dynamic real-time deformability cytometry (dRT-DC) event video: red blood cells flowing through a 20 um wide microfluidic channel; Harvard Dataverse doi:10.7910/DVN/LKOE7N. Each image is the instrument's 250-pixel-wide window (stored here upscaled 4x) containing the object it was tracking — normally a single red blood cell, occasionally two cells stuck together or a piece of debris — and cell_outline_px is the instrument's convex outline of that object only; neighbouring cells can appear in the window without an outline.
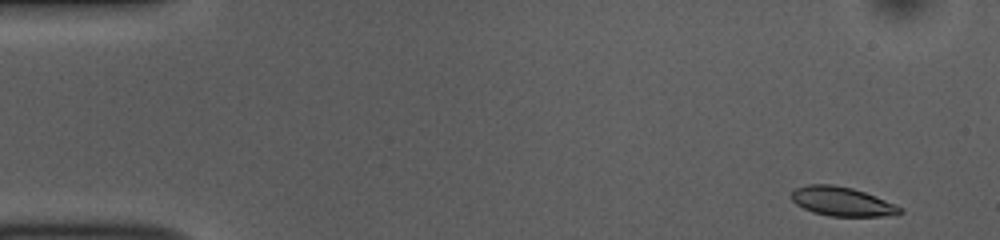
{"species": "common noctule bat (a hibernating species)", "species_latin": "Nyctalus noctula", "temperature_condition": "room temperature", "stored_images_in_passage": 51, "camera_frame_rate_fps": 3000, "um_per_image_px": 0.085, "animal": {"sex": "female", "body_mass_g": 10.0, "forearm_length_mm": 53.1}, "frame": {"image": 1, "passage_image": 1, "time_ms": 0.0, "image_size_px": [1000, 240], "cell_outline_px": [[904, 212], [896, 216], [828, 216], [812, 212], [796, 204], [788, 196], [796, 188], [808, 184], [832, 184], [852, 188], [876, 196], [904, 208]], "centroid_in_image_um": [71.59, 17.13], "position_along_channel_um": 13.4, "area_um2": 18.67}}
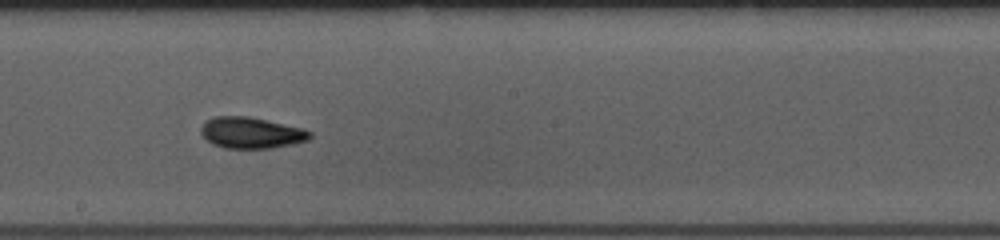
{"frame": {"image": 2, "passage_image": 27, "time_ms": 8.667, "image_size_px": [1000, 240], "cell_outline_px": [[312, 136], [308, 140], [292, 144], [272, 148], [224, 148], [212, 144], [200, 132], [200, 128], [212, 116], [248, 116], [304, 128], [312, 132]], "centroid_in_image_um": [21.37, 11.28], "position_along_channel_um": 226.8, "area_um2": 19.83}}
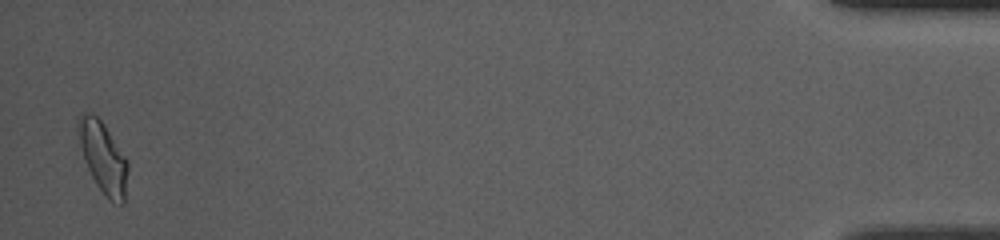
{"frame": {"image": 3, "passage_image": 50, "time_ms": 16.333, "image_size_px": [1000, 240], "cell_outline_px": [[128, 172], [124, 204], [120, 204], [108, 200], [96, 184], [84, 160], [80, 144], [76, 124], [80, 112], [88, 112], [96, 116], [104, 124], [128, 160]], "centroid_in_image_um": [8.77, 13.37], "position_along_channel_um": 426.4, "area_um2": 20.63}, "authors_computed_cell_mechanics": {"area_um2": 18.9584, "velocity_mm_per_s": 3.7424, "shape_relaxation_time_tau1_ms": 2.801, "shape_relaxation_time_tau2_ms": 1.4678, "deformation_change_tau1": 0.1228, "deformation_change_tau2": 0.0715}}